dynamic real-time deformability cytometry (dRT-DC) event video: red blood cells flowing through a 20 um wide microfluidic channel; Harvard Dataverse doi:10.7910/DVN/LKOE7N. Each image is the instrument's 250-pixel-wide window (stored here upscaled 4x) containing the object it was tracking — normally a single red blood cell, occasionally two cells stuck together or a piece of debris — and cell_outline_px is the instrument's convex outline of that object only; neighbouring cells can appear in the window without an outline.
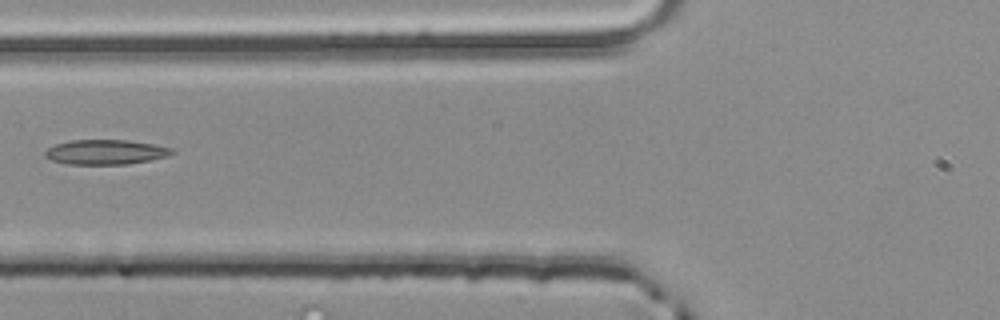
{"species": "common noctule bat (a hibernating species)", "species_latin": "Nyctalus noctula", "temperature_condition": "room temperature", "stored_images_in_passage": 3, "camera_frame_rate_fps": 3000, "um_per_image_px": 0.085, "animal": {"sex": "male", "body_mass_g": 20.4}, "frame": {"image": 1, "passage_image": 3, "time_ms": 0.667, "image_size_px": [1000, 320], "cell_outline_px": [[176, 152], [168, 156], [128, 164], [64, 164], [52, 160], [44, 156], [44, 152], [48, 148], [56, 144], [72, 140], [128, 140], [152, 144], [172, 148]], "centroid_in_image_um": [8.96, 12.93], "position_along_channel_um": 116.8, "area_um2": 18.26}}